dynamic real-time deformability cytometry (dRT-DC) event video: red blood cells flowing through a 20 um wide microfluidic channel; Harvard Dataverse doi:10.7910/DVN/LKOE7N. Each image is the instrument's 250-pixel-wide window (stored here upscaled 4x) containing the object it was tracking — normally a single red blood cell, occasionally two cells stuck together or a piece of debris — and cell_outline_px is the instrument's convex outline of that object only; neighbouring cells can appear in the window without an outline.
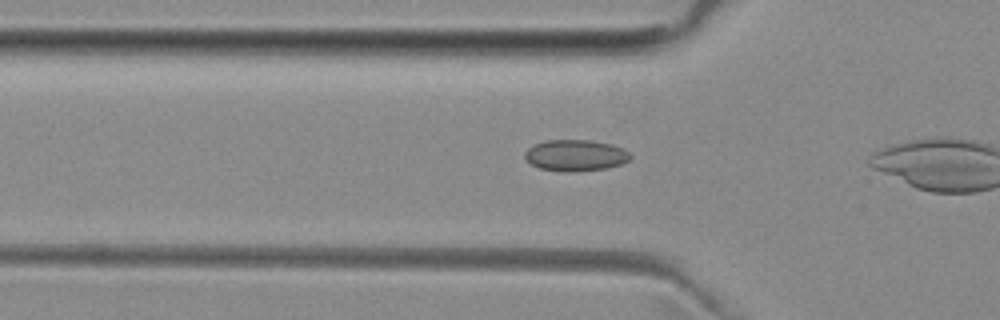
{"species": "common noctule bat (a hibernating species)", "species_latin": "Nyctalus noctula", "temperature_condition": "room temperature", "stored_images_in_passage": 7, "camera_frame_rate_fps": 3000, "um_per_image_px": 0.085, "animal": {"sex": "female", "body_mass_g": 29.2, "forearm_length_mm": 56.3}, "frame": {"image": 1, "passage_image": 5, "time_ms": 1.333, "image_size_px": [1000, 320], "cell_outline_px": [[632, 156], [628, 160], [620, 164], [608, 168], [572, 172], [568, 172], [540, 168], [532, 164], [524, 156], [524, 152], [528, 148], [536, 144], [548, 140], [588, 140], [612, 144], [624, 148]], "centroid_in_image_um": [48.94, 13.2], "position_along_channel_um": 76.9, "area_um2": 19.13}}